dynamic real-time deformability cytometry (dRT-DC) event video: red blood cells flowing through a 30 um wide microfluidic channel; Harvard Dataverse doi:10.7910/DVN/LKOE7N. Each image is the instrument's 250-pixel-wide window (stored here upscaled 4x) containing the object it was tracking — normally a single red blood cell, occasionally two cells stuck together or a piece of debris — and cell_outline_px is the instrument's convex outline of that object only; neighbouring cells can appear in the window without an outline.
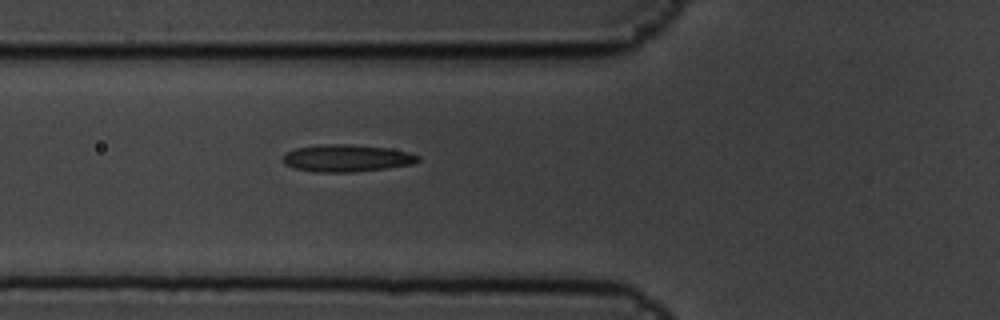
{"species": "common noctule bat (a hibernating species)", "species_latin": "Nyctalus noctula", "temperature_condition": "cold", "stored_images_in_passage": 7, "camera_frame_rate_fps": 3000, "um_per_image_px": 0.085, "animal": {"sex": "male", "body_mass_g": 19.5, "forearm_length_mm": 54.6}, "frame": {"image": 1, "passage_image": 7, "time_ms": 2.0, "image_size_px": [1000, 320], "cell_outline_px": [[420, 160], [412, 164], [384, 168], [352, 172], [316, 172], [292, 168], [284, 164], [284, 156], [288, 152], [296, 148], [324, 144], [348, 144], [388, 148], [408, 152], [420, 156]], "centroid_in_image_um": [29.47, 13.44], "position_along_channel_um": 96.3, "area_um2": 21.21}}